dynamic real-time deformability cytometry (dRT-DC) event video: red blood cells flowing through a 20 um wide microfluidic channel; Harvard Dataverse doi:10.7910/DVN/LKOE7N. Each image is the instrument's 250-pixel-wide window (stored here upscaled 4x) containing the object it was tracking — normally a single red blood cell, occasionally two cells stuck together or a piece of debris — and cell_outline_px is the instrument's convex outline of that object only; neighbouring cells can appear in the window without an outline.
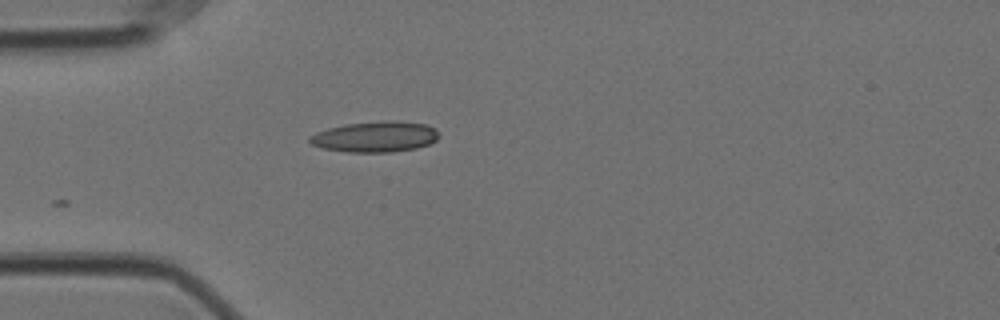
{"species": "Egyptian fruit bat (a non-hibernating species)", "species_latin": "Rousettus aegyptiacus", "temperature_condition": "cold", "stored_images_in_passage": 5, "camera_frame_rate_fps": 3000, "um_per_image_px": 0.085, "animal": {"sex": "female"}, "frame": {"image": 1, "passage_image": 1, "time_ms": 0.0, "image_size_px": [1000, 320], "cell_outline_px": [[440, 136], [436, 140], [428, 144], [416, 148], [392, 152], [348, 152], [324, 148], [312, 144], [308, 140], [308, 136], [316, 132], [328, 128], [344, 124], [380, 120], [396, 120], [424, 124], [436, 128]], "centroid_in_image_um": [31.9, 11.61], "position_along_channel_um": 53.1, "area_um2": 23.35}}
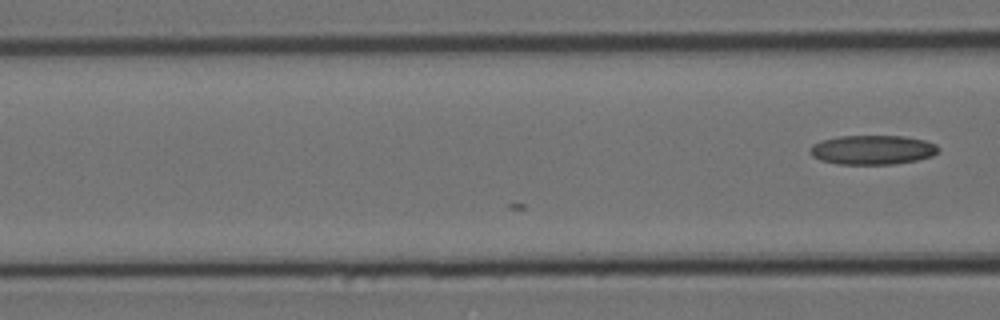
{"frame": {"image": 2, "passage_image": 5, "time_ms": 1.333, "image_size_px": [1000, 320], "cell_outline_px": [[940, 148], [932, 156], [916, 160], [896, 164], [836, 164], [820, 160], [812, 156], [808, 152], [808, 148], [812, 144], [820, 140], [840, 136], [904, 136], [924, 140], [936, 144]], "centroid_in_image_um": [74.11, 12.73], "position_along_channel_um": 92.5, "area_um2": 22.14}}